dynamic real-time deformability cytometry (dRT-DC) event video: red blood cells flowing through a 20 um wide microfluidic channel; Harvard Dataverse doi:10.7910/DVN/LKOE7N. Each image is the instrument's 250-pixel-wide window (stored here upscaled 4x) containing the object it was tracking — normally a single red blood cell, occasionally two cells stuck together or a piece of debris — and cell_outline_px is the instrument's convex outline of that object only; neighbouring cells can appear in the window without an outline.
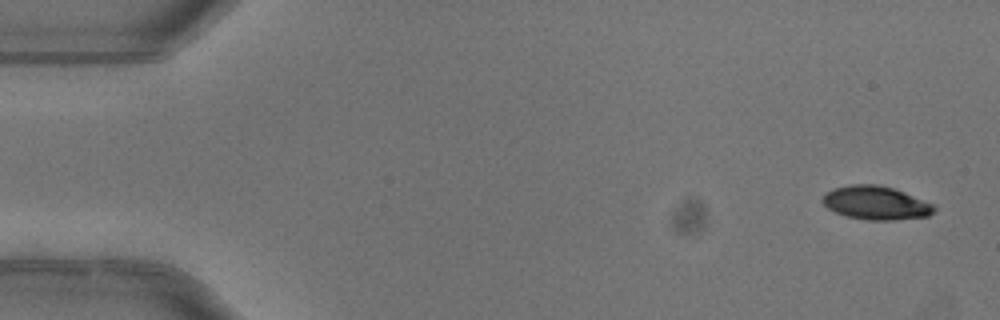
{"species": "common noctule bat (a hibernating species)", "species_latin": "Nyctalus noctula", "temperature_condition": "warm", "stored_images_in_passage": 5, "segment_of_instrument_passage": [2, 2], "camera_frame_rate_fps": 3000, "um_per_image_px": 0.085, "animal": {"sex": "female"}, "frame": {"image": 1, "passage_image": 5, "time_ms": 1.333, "image_size_px": [1000, 320], "cell_outline_px": [[936, 208], [928, 216], [896, 220], [868, 220], [848, 216], [836, 212], [828, 208], [820, 200], [824, 192], [832, 188], [848, 184], [876, 184], [892, 188], [904, 192], [932, 204]], "centroid_in_image_um": [74.39, 17.23], "position_along_channel_um": 10.6, "area_um2": 21.79}}